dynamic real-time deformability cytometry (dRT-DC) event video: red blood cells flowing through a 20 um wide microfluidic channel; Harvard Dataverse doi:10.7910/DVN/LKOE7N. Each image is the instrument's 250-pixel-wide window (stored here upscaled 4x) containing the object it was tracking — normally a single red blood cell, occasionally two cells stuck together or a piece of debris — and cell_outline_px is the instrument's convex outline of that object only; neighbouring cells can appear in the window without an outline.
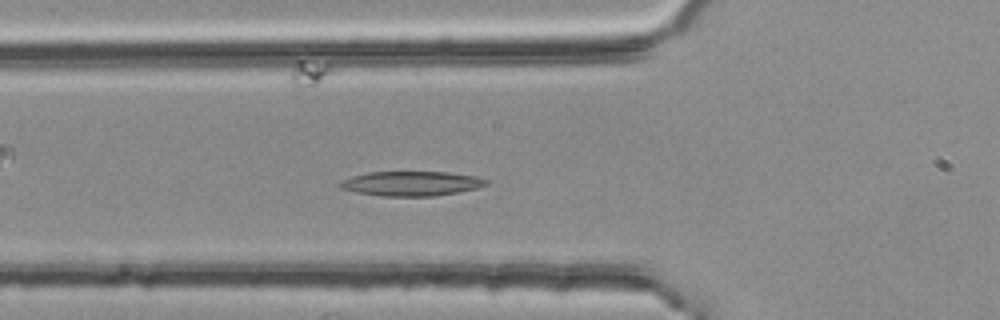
{"species": "common noctule bat (a hibernating species)", "species_latin": "Nyctalus noctula", "temperature_condition": "room temperature", "stored_images_in_passage": 50, "camera_frame_rate_fps": 3000, "um_per_image_px": 0.085, "animal": {"sex": "female", "body_mass_g": 25.1}, "frame": {"image": 1, "passage_image": 17, "time_ms": 5.333, "image_size_px": [1000, 320], "cell_outline_px": [[488, 184], [476, 188], [456, 192], [432, 196], [380, 196], [356, 192], [340, 188], [336, 184], [352, 176], [368, 172], [448, 172], [476, 176], [488, 180]], "centroid_in_image_um": [34.94, 15.6], "position_along_channel_um": 90.9, "area_um2": 20.87}}
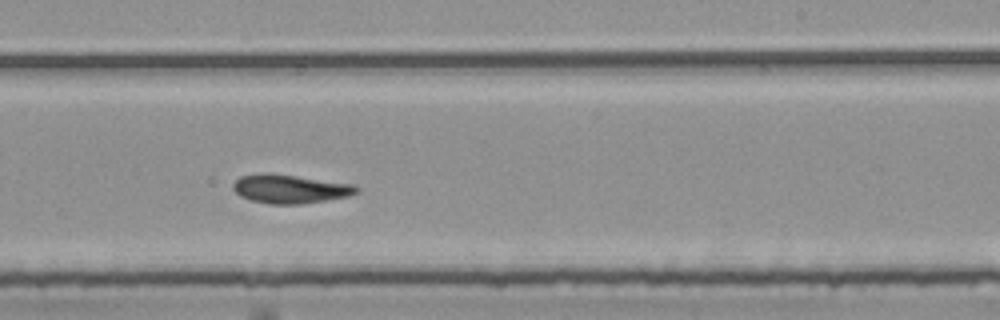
{"frame": {"image": 2, "passage_image": 31, "time_ms": 10.0, "image_size_px": [1000, 320], "cell_outline_px": [[360, 192], [348, 196], [300, 204], [268, 204], [252, 200], [240, 196], [232, 188], [232, 184], [240, 176], [272, 172], [356, 184], [360, 188]], "centroid_in_image_um": [24.69, 16.04], "position_along_channel_um": 264.3, "area_um2": 20.92}}
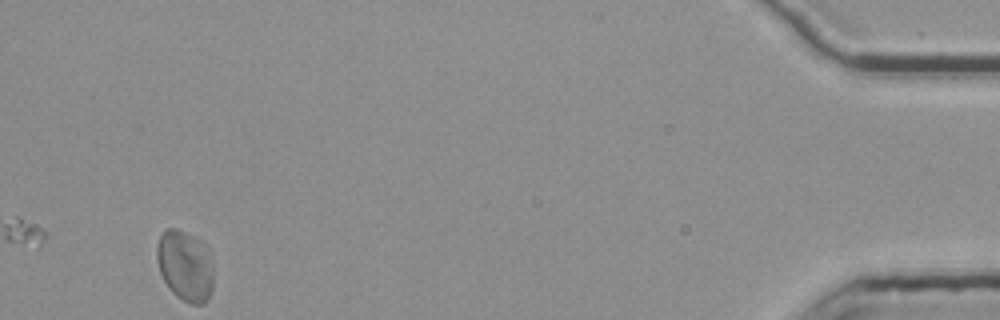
{"frame": {"image": 3, "passage_image": 50, "time_ms": 16.333, "image_size_px": [1000, 320], "cell_outline_px": [[212, 288], [208, 300], [204, 304], [192, 304], [176, 296], [168, 288], [160, 272], [156, 260], [156, 244], [160, 232], [168, 228], [176, 228], [200, 240], [204, 244], [212, 264]], "centroid_in_image_um": [15.7, 22.58], "position_along_channel_um": 419.5, "area_um2": 23.41}, "authors_computed_cell_mechanics": {"area_um2": 20.8658, "velocity_mm_per_s": 3.7218, "shape_relaxation_time_tau1_ms": 7.056, "shape_relaxation_time_tau2_ms": 4.3062, "deformation_change_tau1": 0.1579, "deformation_change_tau2": 0.0819}}